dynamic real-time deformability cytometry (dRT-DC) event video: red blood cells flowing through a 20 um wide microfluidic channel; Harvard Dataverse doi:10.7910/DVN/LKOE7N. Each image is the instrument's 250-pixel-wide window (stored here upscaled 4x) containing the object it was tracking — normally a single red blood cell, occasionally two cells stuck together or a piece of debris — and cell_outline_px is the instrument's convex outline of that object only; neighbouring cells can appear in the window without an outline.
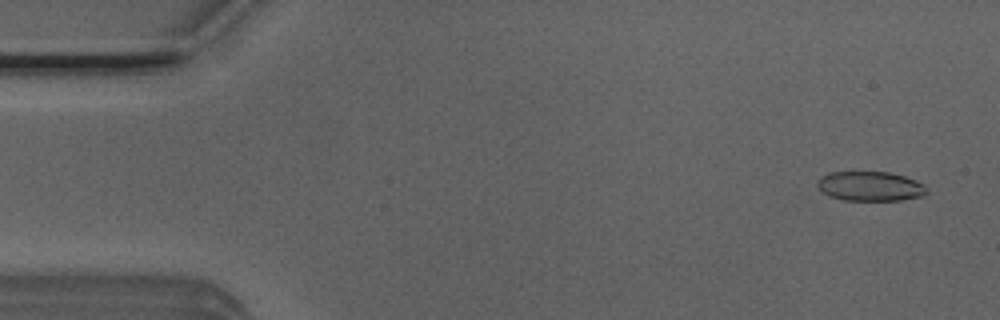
{"species": "Egyptian fruit bat (a non-hibernating species)", "species_latin": "Rousettus aegyptiacus", "temperature_condition": "room temperature", "stored_images_in_passage": 52, "camera_frame_rate_fps": 3000, "um_per_image_px": 0.085, "animal": {"sex": "male"}, "frame": {"image": 1, "passage_image": 3, "time_ms": 0.667, "image_size_px": [1000, 320], "cell_outline_px": [[928, 192], [924, 196], [900, 200], [844, 200], [828, 196], [816, 184], [820, 176], [828, 172], [888, 172], [904, 176], [916, 180], [924, 184]], "centroid_in_image_um": [73.97, 15.83], "position_along_channel_um": 11.0, "area_um2": 18.9}}
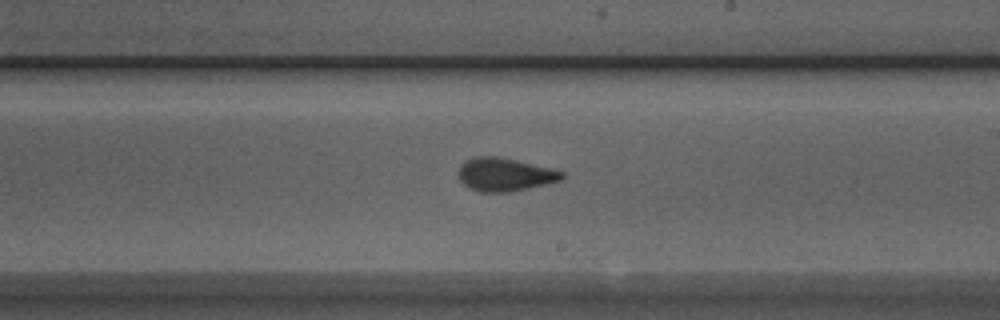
{"frame": {"image": 2, "passage_image": 30, "time_ms": 9.667, "image_size_px": [1000, 320], "cell_outline_px": [[564, 176], [560, 180], [528, 188], [508, 192], [480, 192], [468, 188], [460, 180], [460, 164], [464, 160], [472, 156], [496, 156], [516, 160], [552, 168], [564, 172]], "centroid_in_image_um": [42.88, 14.82], "position_along_channel_um": 246.1, "area_um2": 20.0}}
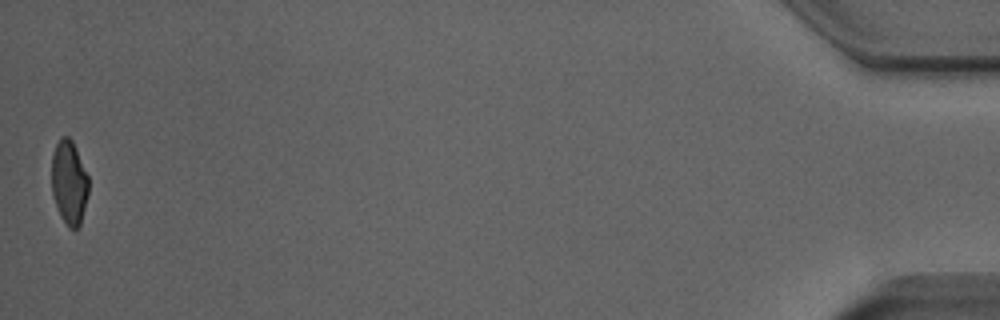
{"frame": {"image": 3, "passage_image": 52, "time_ms": 17.0, "image_size_px": [1000, 320], "cell_outline_px": [[88, 196], [80, 224], [76, 232], [68, 228], [60, 216], [52, 196], [52, 156], [56, 144], [60, 136], [68, 136], [72, 140], [76, 148], [88, 176]], "centroid_in_image_um": [5.87, 15.54], "position_along_channel_um": 429.3, "area_um2": 18.32}, "authors_computed_cell_mechanics": {"area_um2": 19.7098, "velocity_mm_per_s": 3.9035, "shape_relaxation_time_tau1_ms": 3.2522, "shape_relaxation_time_tau2_ms": 1.4376, "deformation_change_tau1": 0.1288, "deformation_change_tau2": 0.0731}}